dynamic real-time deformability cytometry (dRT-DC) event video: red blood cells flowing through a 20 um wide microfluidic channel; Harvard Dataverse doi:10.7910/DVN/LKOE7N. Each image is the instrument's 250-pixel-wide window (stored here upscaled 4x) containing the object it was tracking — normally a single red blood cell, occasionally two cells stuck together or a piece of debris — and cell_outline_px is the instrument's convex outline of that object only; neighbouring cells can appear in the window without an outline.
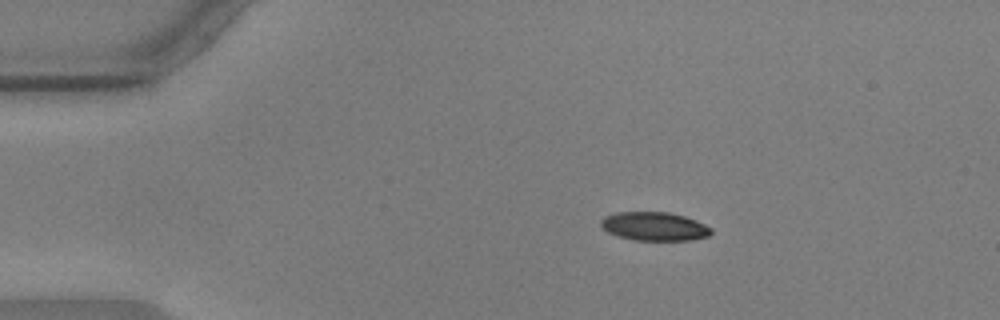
{"species": "common noctule bat (a hibernating species)", "species_latin": "Nyctalus noctula", "temperature_condition": "warm", "stored_images_in_passage": 47, "camera_frame_rate_fps": 3000, "um_per_image_px": 0.085, "animal": {"sex": "male", "body_mass_g": 17.9, "forearm_length_mm": 54.2}, "frame": {"image": 1, "passage_image": 1, "time_ms": 0.0, "image_size_px": [1000, 320], "cell_outline_px": [[712, 232], [708, 236], [692, 240], [632, 240], [616, 236], [608, 232], [600, 224], [600, 220], [604, 216], [616, 212], [668, 212], [684, 216], [696, 220], [712, 228]], "centroid_in_image_um": [55.6, 19.24], "position_along_channel_um": 29.4, "area_um2": 18.5}}
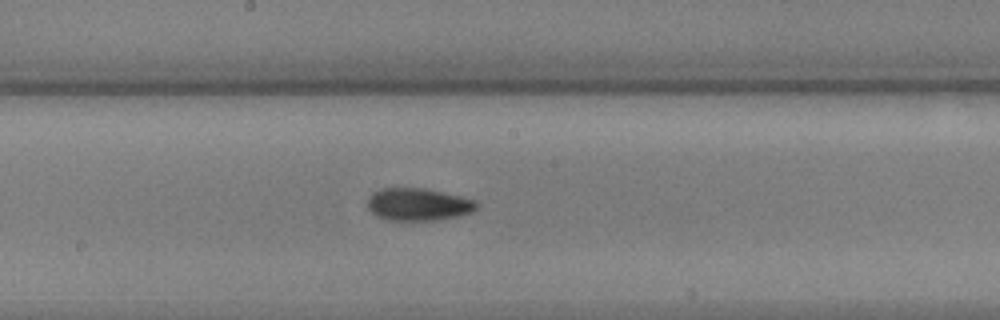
{"frame": {"image": 2, "passage_image": 21, "time_ms": 6.667, "image_size_px": [1000, 320], "cell_outline_px": [[480, 204], [472, 212], [456, 216], [432, 220], [388, 220], [376, 216], [368, 208], [368, 196], [372, 192], [380, 188], [424, 188], [460, 196], [476, 200]], "centroid_in_image_um": [35.53, 17.36], "position_along_channel_um": 212.7, "area_um2": 20.63}}
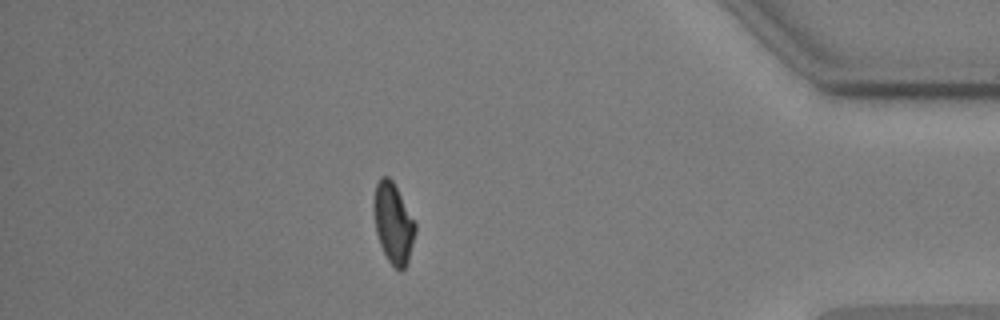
{"frame": {"image": 3, "passage_image": 40, "time_ms": 13.0, "image_size_px": [1000, 320], "cell_outline_px": [[416, 232], [408, 260], [404, 268], [400, 272], [388, 260], [380, 244], [376, 232], [372, 208], [372, 200], [376, 184], [380, 176], [388, 176], [392, 180], [416, 224]], "centroid_in_image_um": [33.4, 18.94], "position_along_channel_um": 401.8, "area_um2": 19.42}, "authors_computed_cell_mechanics": {"area_um2": 19.941, "velocity_mm_per_s": 3.5921, "shape_relaxation_time_tau1_ms": 5.1231, "shape_relaxation_time_tau2_ms": 2.4408, "deformation_change_tau1": 0.1421, "deformation_change_tau2": 0.0753}}